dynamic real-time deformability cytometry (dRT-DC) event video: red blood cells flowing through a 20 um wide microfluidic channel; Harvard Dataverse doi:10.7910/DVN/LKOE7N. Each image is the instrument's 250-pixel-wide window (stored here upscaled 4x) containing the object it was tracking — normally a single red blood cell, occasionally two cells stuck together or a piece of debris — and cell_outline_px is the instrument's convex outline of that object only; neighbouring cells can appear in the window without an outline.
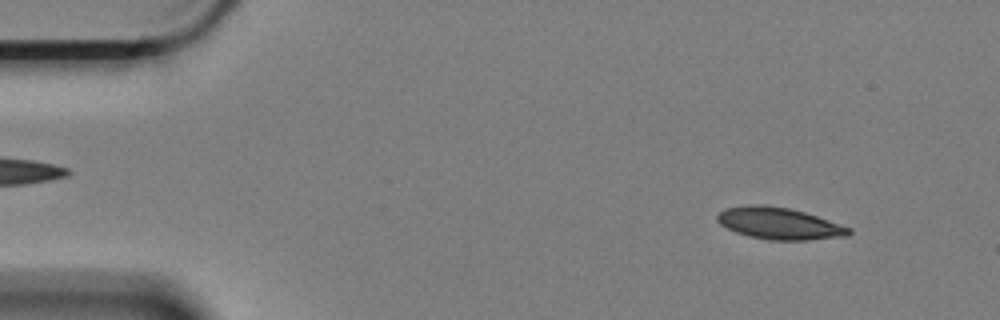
{"species": "Egyptian fruit bat (a non-hibernating species)", "species_latin": "Rousettus aegyptiacus", "temperature_condition": "cold", "stored_images_in_passage": 58, "camera_frame_rate_fps": 3000, "um_per_image_px": 0.085, "animal": {"sex": "female"}, "frame": {"image": 1, "passage_image": 5, "time_ms": 1.333, "image_size_px": [1000, 320], "cell_outline_px": [[852, 232], [848, 236], [808, 240], [772, 240], [748, 236], [736, 232], [720, 224], [716, 220], [716, 216], [720, 212], [728, 208], [748, 204], [764, 204], [788, 208], [804, 212], [852, 228]], "centroid_in_image_um": [66.24, 18.99], "position_along_channel_um": 18.8, "area_um2": 24.33}}
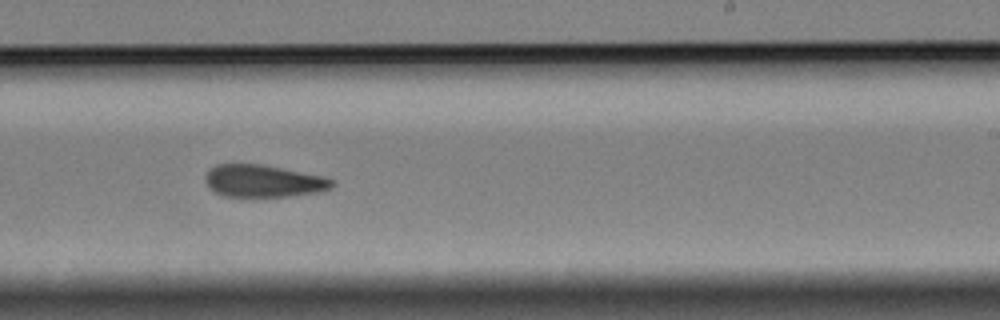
{"frame": {"image": 2, "passage_image": 35, "time_ms": 11.333, "image_size_px": [1000, 320], "cell_outline_px": [[336, 184], [332, 188], [320, 192], [292, 196], [252, 200], [224, 196], [212, 192], [208, 188], [204, 180], [204, 176], [216, 164], [260, 164], [324, 176], [332, 180]], "centroid_in_image_um": [22.35, 15.45], "position_along_channel_um": 266.6, "area_um2": 24.97}}
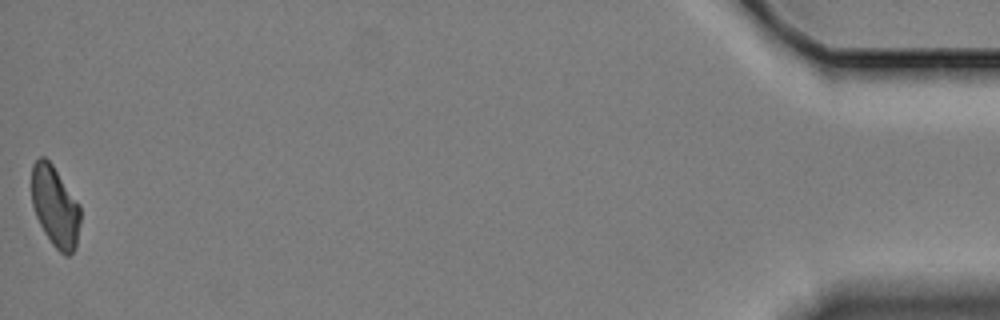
{"frame": {"image": 3, "passage_image": 58, "time_ms": 19.0, "image_size_px": [1000, 320], "cell_outline_px": [[80, 224], [76, 248], [68, 256], [64, 256], [52, 244], [44, 232], [36, 216], [32, 204], [32, 164], [40, 156], [44, 156], [52, 164], [80, 204]], "centroid_in_image_um": [4.69, 17.56], "position_along_channel_um": 430.5, "area_um2": 23.0}, "authors_computed_cell_mechanics": {"area_um2": 24.5361, "velocity_mm_per_s": 3.3556, "shape_relaxation_time_tau1_ms": 4.636, "shape_relaxation_time_tau2_ms": 4.7132, "deformation_change_tau1": 0.1235, "deformation_change_tau2": 0.1232}}